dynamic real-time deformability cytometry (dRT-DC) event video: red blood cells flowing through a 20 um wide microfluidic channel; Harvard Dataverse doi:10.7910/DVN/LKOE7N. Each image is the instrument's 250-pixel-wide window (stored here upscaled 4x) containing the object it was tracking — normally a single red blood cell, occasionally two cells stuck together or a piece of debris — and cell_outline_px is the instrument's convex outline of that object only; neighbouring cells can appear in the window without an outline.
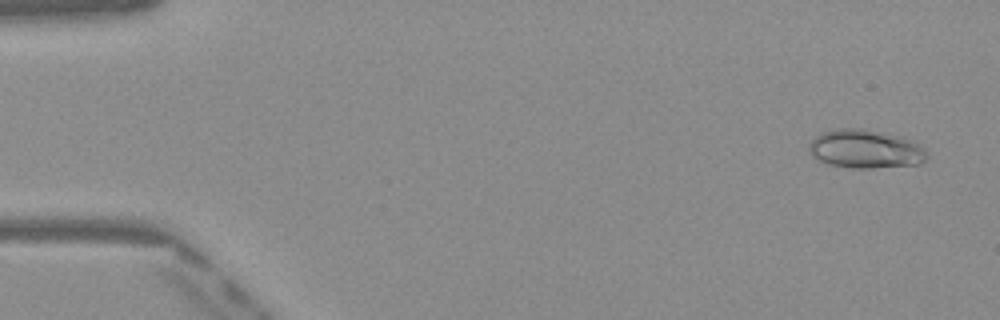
{"species": "Egyptian fruit bat (a non-hibernating species)", "species_latin": "Rousettus aegyptiacus", "temperature_condition": "warm", "stored_images_in_passage": 50, "camera_frame_rate_fps": 3000, "um_per_image_px": 0.085, "frame": {"image": 1, "passage_image": 3, "time_ms": 0.667, "image_size_px": [1000, 320], "cell_outline_px": [[928, 156], [920, 164], [872, 168], [852, 168], [828, 164], [820, 160], [808, 148], [808, 144], [816, 136], [824, 132], [836, 128], [864, 128], [904, 136], [916, 140], [924, 148]], "centroid_in_image_um": [73.63, 12.64], "position_along_channel_um": 11.4, "area_um2": 26.76}}
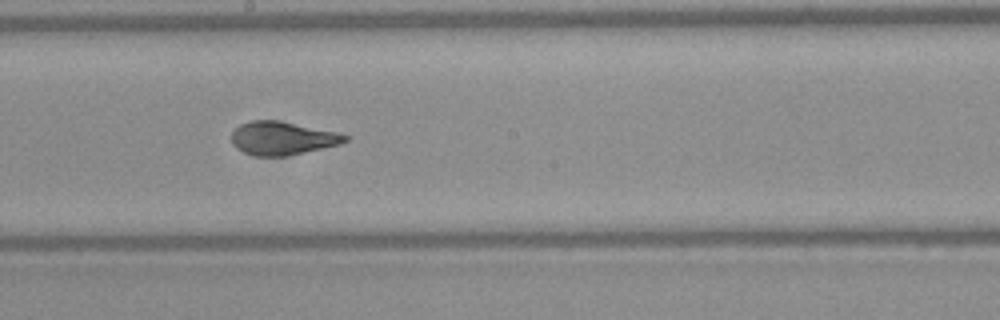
{"frame": {"image": 2, "passage_image": 28, "time_ms": 9.0, "image_size_px": [1000, 320], "cell_outline_px": [[352, 136], [348, 140], [340, 144], [288, 156], [256, 156], [244, 152], [236, 148], [232, 144], [232, 132], [240, 124], [252, 120], [280, 120], [336, 132]], "centroid_in_image_um": [24.01, 11.75], "position_along_channel_um": 224.2, "area_um2": 22.14}}
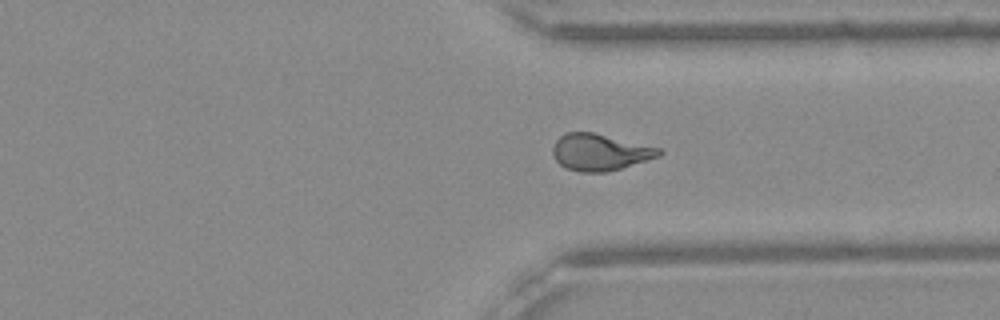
{"frame": {"image": 3, "passage_image": 38, "time_ms": 12.333, "image_size_px": [1000, 320], "cell_outline_px": [[664, 152], [660, 156], [620, 168], [604, 172], [580, 172], [568, 168], [560, 164], [556, 160], [552, 152], [552, 148], [556, 140], [560, 136], [568, 132], [592, 132], [660, 148]], "centroid_in_image_um": [50.98, 12.93], "position_along_channel_um": 360.4, "area_um2": 22.37}, "authors_computed_cell_mechanics": {"area_um2": 22.8888, "velocity_mm_per_s": 4.0813, "shape_relaxation_time_tau1_ms": 8.049, "shape_relaxation_time_tau2_ms": 0.9463, "deformation_change_tau1": 0.2432, "deformation_change_tau2": 0.0692}}